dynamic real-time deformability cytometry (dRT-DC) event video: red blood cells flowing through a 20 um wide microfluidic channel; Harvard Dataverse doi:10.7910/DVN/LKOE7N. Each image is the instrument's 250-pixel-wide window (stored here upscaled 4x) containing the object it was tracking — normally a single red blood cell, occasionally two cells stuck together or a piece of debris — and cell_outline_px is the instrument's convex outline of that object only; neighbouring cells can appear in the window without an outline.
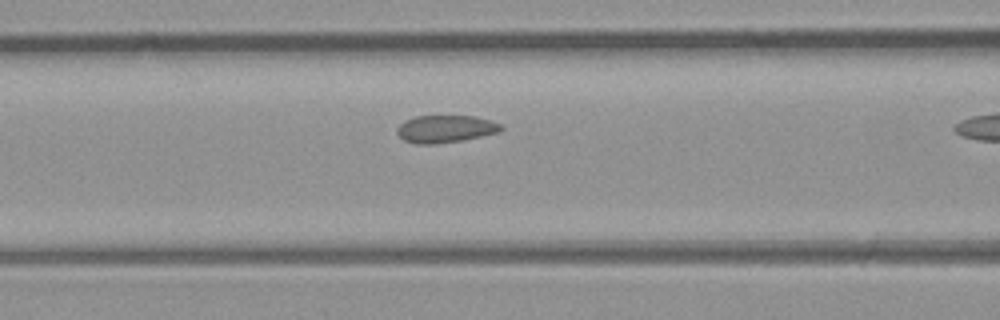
{"species": "common noctule bat (a hibernating species)", "species_latin": "Nyctalus noctula", "temperature_condition": "room temperature", "stored_images_in_passage": 10, "camera_frame_rate_fps": 3000, "um_per_image_px": 0.085, "animal": {"sex": "male", "body_mass_g": 23.1, "forearm_length_mm": 52.7}, "frame": {"image": 1, "passage_image": 9, "time_ms": 2.667, "image_size_px": [1000, 320], "cell_outline_px": [[504, 128], [500, 132], [464, 140], [436, 144], [416, 144], [404, 140], [396, 132], [396, 128], [400, 124], [416, 116], [476, 116], [492, 120], [500, 124]], "centroid_in_image_um": [37.9, 10.96], "position_along_channel_um": 128.7, "area_um2": 16.7}}